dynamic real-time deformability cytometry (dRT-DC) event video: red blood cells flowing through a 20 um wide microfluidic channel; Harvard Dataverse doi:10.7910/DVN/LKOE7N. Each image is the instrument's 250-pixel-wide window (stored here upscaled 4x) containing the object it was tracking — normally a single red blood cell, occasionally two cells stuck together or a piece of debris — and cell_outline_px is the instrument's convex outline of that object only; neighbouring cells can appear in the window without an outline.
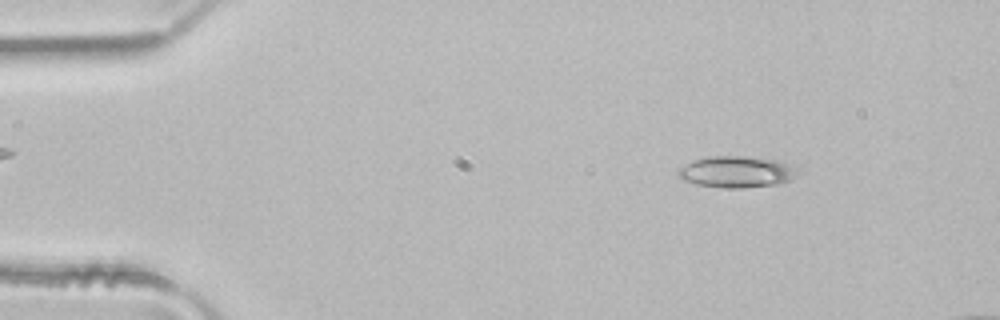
{"species": "common noctule bat (a hibernating species)", "species_latin": "Nyctalus noctula", "temperature_condition": "room temperature", "stored_images_in_passage": 3, "camera_frame_rate_fps": 3000, "um_per_image_px": 0.085, "animal": {"sex": "male", "body_mass_g": 21.5, "forearm_length_mm": 52.0}, "frame": {"image": 1, "passage_image": 1, "time_ms": 0.0, "image_size_px": [1000, 320], "cell_outline_px": [[792, 172], [788, 180], [776, 184], [744, 188], [720, 188], [696, 184], [680, 180], [676, 172], [684, 164], [692, 160], [708, 156], [744, 156], [776, 160], [792, 168]], "centroid_in_image_um": [62.4, 14.61], "position_along_channel_um": 22.6, "area_um2": 21.44}}